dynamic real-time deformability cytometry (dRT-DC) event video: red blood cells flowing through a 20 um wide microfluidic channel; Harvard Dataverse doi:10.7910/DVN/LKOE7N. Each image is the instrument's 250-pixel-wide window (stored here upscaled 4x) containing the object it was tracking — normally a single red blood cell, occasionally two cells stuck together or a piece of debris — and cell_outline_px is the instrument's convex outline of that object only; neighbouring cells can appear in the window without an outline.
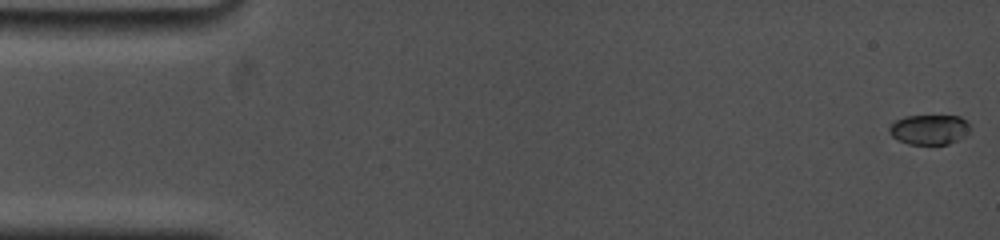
{"species": "common noctule bat (a hibernating species)", "species_latin": "Nyctalus noctula", "temperature_condition": "cold", "stored_images_in_passage": 10, "camera_frame_rate_fps": 5000, "um_per_image_px": 0.085, "animal": {"sex": "female", "body_mass_g": 19.0, "forearm_length_mm": 53.3}, "frame": {"image": 1, "passage_image": 1, "time_ms": 0.0, "image_size_px": [1000, 240], "cell_outline_px": [[972, 132], [948, 144], [908, 144], [892, 136], [888, 132], [888, 128], [896, 120], [904, 116], [960, 116], [972, 128]], "centroid_in_image_um": [79.01, 11.01], "position_along_channel_um": 6.0, "area_um2": 14.1}}
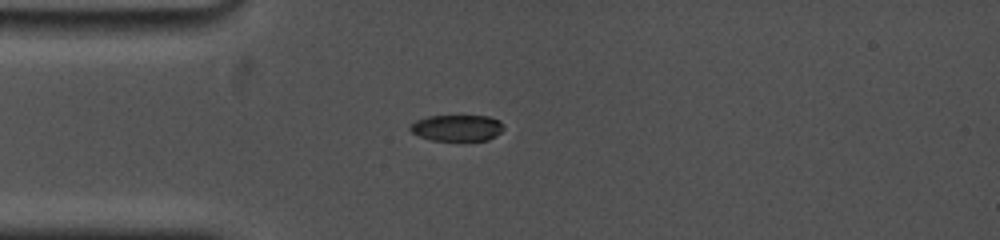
{"frame": {"image": 2, "passage_image": 9, "time_ms": 4.4, "image_size_px": [1000, 240], "cell_outline_px": [[504, 128], [496, 136], [488, 140], [432, 140], [420, 136], [412, 132], [408, 128], [416, 120], [428, 116], [488, 116], [500, 120], [504, 124]], "centroid_in_image_um": [38.88, 10.86], "position_along_channel_um": 46.1, "area_um2": 14.28}}